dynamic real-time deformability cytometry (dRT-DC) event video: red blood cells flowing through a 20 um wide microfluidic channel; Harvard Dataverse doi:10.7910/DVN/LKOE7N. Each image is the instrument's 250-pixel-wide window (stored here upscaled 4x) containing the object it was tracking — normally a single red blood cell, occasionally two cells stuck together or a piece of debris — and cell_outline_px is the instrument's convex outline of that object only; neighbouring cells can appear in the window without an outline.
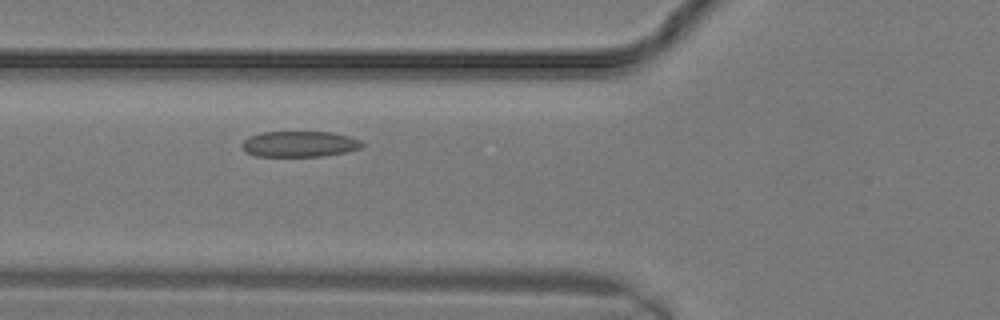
{"species": "common noctule bat (a hibernating species)", "species_latin": "Nyctalus noctula", "temperature_condition": "warm", "stored_images_in_passage": 9, "camera_frame_rate_fps": 3000, "um_per_image_px": 0.085, "animal": {"sex": "male", "body_mass_g": 19.2, "forearm_length_mm": 51.8}, "frame": {"image": 1, "passage_image": 6, "time_ms": 1.667, "image_size_px": [1000, 320], "cell_outline_px": [[364, 144], [360, 148], [344, 152], [320, 156], [256, 156], [248, 152], [240, 144], [248, 136], [260, 132], [332, 132], [348, 136], [360, 140]], "centroid_in_image_um": [25.43, 12.23], "position_along_channel_um": 100.4, "area_um2": 17.92}}
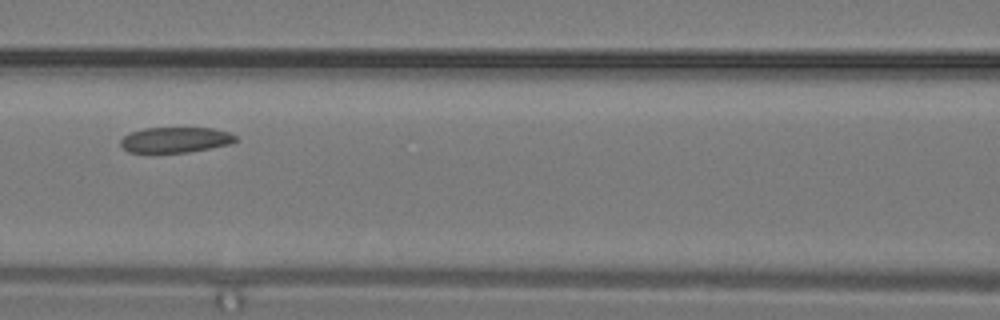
{"frame": {"image": 2, "passage_image": 8, "time_ms": 2.333, "image_size_px": [1000, 320], "cell_outline_px": [[240, 140], [232, 144], [188, 152], [128, 152], [120, 144], [120, 140], [124, 136], [132, 132], [144, 128], [212, 128], [228, 132], [236, 136]], "centroid_in_image_um": [14.96, 11.88], "position_along_channel_um": 151.6, "area_um2": 17.05}}